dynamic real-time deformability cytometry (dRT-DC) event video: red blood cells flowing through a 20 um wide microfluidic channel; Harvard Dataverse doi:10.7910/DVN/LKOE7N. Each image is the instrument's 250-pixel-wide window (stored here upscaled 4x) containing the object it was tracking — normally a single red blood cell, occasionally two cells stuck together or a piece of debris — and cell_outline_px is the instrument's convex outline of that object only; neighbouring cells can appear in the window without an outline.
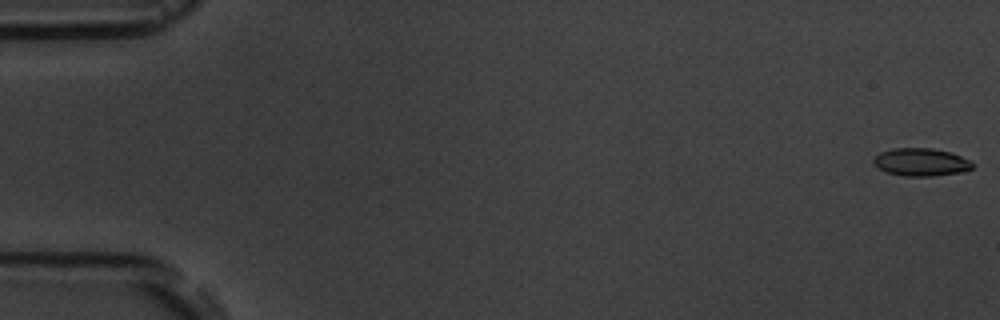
{"species": "common noctule bat (a hibernating species)", "species_latin": "Nyctalus noctula", "temperature_condition": "room temperature", "stored_images_in_passage": 6, "camera_frame_rate_fps": 3000, "um_per_image_px": 0.085, "animal": {"sex": "male", "body_mass_g": 19.5, "forearm_length_mm": 54.6}, "frame": {"image": 1, "passage_image": 1, "time_ms": 0.0, "image_size_px": [1000, 320], "cell_outline_px": [[976, 164], [972, 168], [960, 172], [932, 176], [904, 176], [884, 172], [872, 164], [872, 160], [880, 152], [892, 148], [932, 148], [952, 152], [972, 160]], "centroid_in_image_um": [78.29, 13.77], "position_along_channel_um": 6.7, "area_um2": 16.36}}
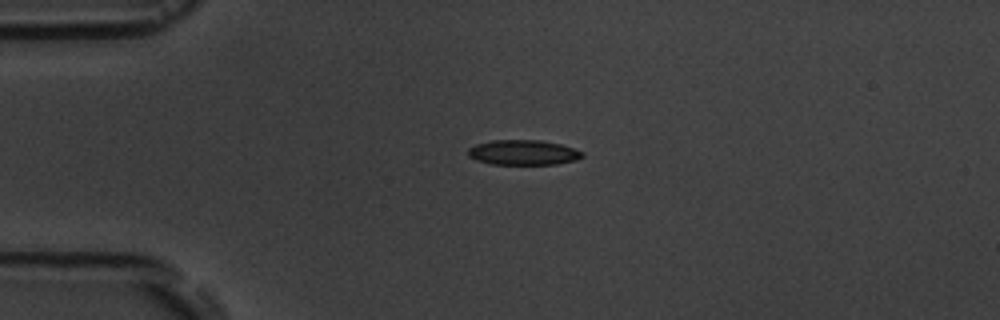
{"frame": {"image": 2, "passage_image": 5, "time_ms": 4.333, "image_size_px": [1000, 320], "cell_outline_px": [[584, 156], [576, 160], [556, 164], [492, 164], [476, 160], [468, 156], [468, 148], [476, 144], [492, 140], [540, 140], [560, 144], [584, 152]], "centroid_in_image_um": [44.47, 12.96], "position_along_channel_um": 40.5, "area_um2": 16.65}}
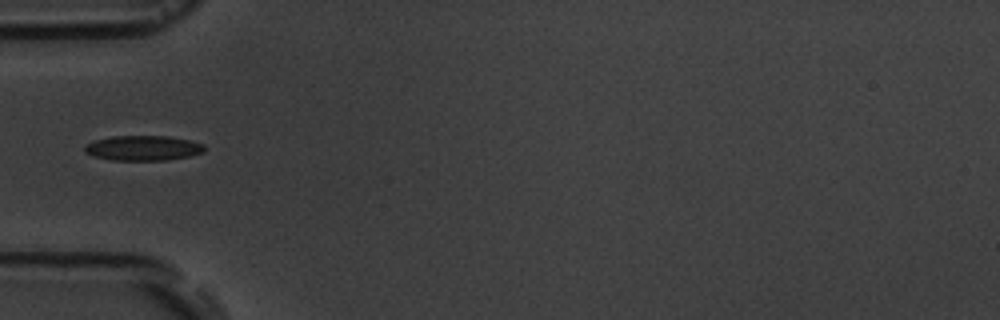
{"frame": {"image": 3, "passage_image": 6, "time_ms": 6.0, "image_size_px": [1000, 320], "cell_outline_px": [[204, 152], [188, 156], [168, 160], [112, 160], [92, 156], [84, 152], [84, 144], [92, 140], [112, 136], [168, 136], [188, 140], [204, 144]], "centroid_in_image_um": [12.1, 12.58], "position_along_channel_um": 72.9, "area_um2": 17.57}}